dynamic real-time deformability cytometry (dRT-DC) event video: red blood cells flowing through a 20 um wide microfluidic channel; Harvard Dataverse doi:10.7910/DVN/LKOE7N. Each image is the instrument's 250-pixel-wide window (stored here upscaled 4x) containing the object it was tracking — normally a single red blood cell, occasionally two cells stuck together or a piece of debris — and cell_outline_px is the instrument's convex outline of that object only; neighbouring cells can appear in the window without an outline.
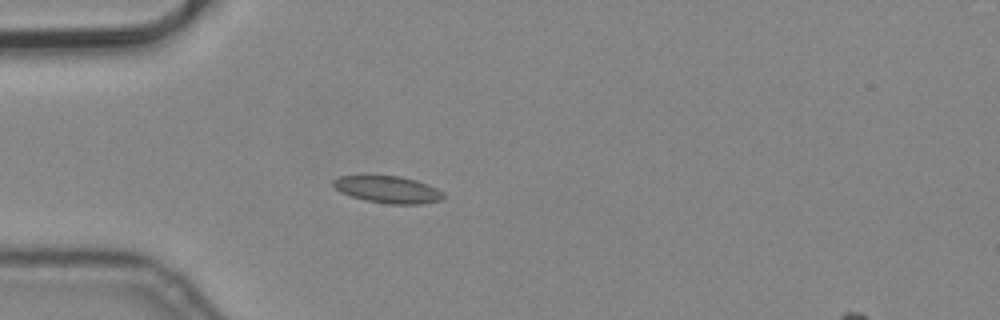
{"species": "common noctule bat (a hibernating species)", "species_latin": "Nyctalus noctula", "temperature_condition": "cold", "stored_images_in_passage": 4, "camera_frame_rate_fps": 3000, "um_per_image_px": 0.085, "animal": {"sex": "male", "body_mass_g": 19.2, "forearm_length_mm": 51.8}, "frame": {"image": 1, "passage_image": 2, "time_ms": 0.333, "image_size_px": [1000, 320], "cell_outline_px": [[444, 196], [440, 200], [420, 204], [388, 204], [364, 200], [340, 192], [332, 184], [332, 180], [340, 176], [400, 176], [416, 180], [436, 188], [444, 192]], "centroid_in_image_um": [32.97, 16.11], "position_along_channel_um": 52.0, "area_um2": 17.22}}
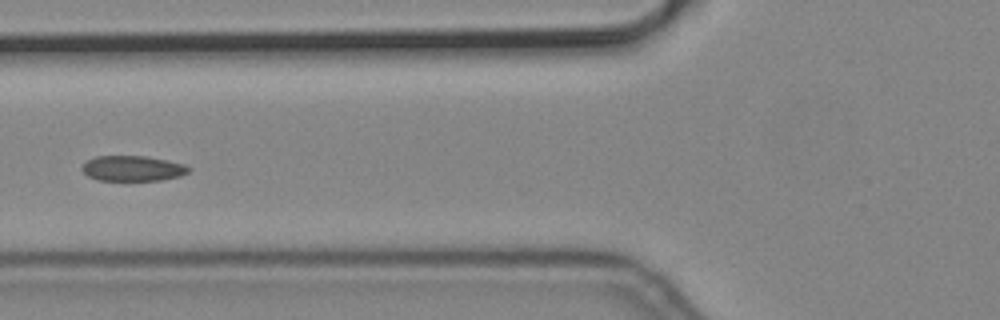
{"frame": {"image": 2, "passage_image": 4, "time_ms": 1.0, "image_size_px": [1000, 320], "cell_outline_px": [[192, 168], [188, 172], [180, 176], [160, 180], [96, 180], [88, 176], [80, 168], [88, 160], [96, 156], [144, 156], [184, 164]], "centroid_in_image_um": [11.26, 14.32], "position_along_channel_um": 114.5, "area_um2": 15.61}}